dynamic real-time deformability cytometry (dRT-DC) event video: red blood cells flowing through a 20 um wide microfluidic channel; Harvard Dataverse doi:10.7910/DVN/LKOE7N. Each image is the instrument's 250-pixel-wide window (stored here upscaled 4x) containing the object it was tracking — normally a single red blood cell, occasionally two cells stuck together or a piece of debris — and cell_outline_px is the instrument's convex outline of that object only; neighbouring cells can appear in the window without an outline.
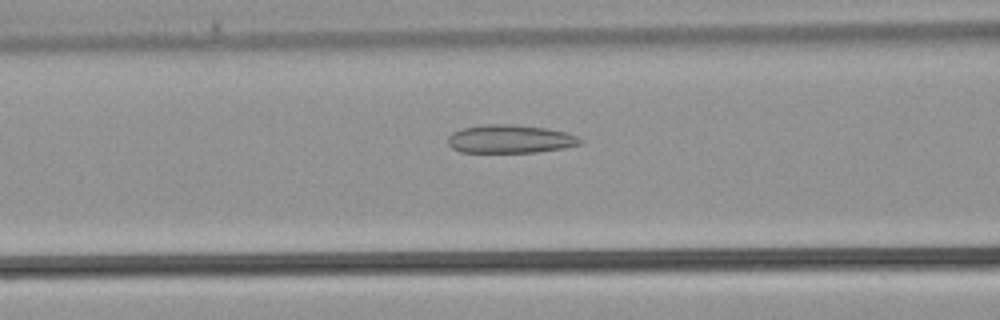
{"species": "common noctule bat (a hibernating species)", "species_latin": "Nyctalus noctula", "temperature_condition": "warm", "stored_images_in_passage": 33, "camera_frame_rate_fps": 3000, "um_per_image_px": 0.085, "animal": {"sex": "male", "body_mass_g": 21.5, "forearm_length_mm": 52.0}, "frame": {"image": 1, "passage_image": 14, "time_ms": 4.333, "image_size_px": [1000, 320], "cell_outline_px": [[584, 140], [580, 144], [564, 148], [536, 152], [460, 152], [452, 148], [448, 144], [448, 136], [452, 132], [464, 128], [488, 124], [508, 124], [544, 128], [564, 132], [576, 136]], "centroid_in_image_um": [43.34, 11.82], "position_along_channel_um": 123.3, "area_um2": 21.62}}
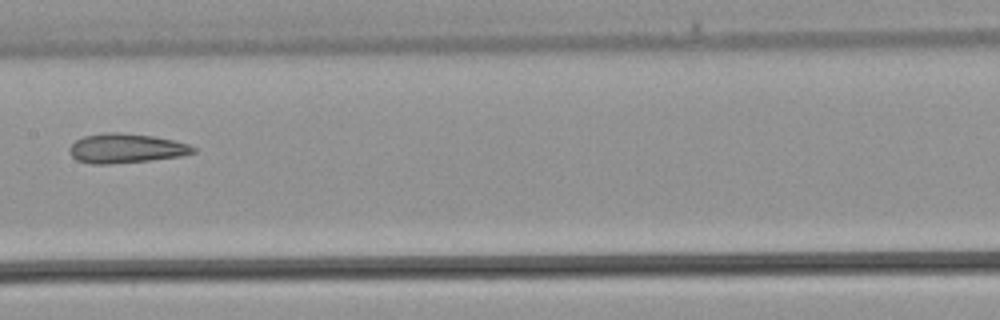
{"frame": {"image": 2, "passage_image": 18, "time_ms": 5.667, "image_size_px": [1000, 320], "cell_outline_px": [[196, 152], [184, 156], [148, 160], [108, 164], [88, 164], [76, 160], [68, 152], [68, 148], [76, 140], [84, 136], [104, 132], [120, 132], [152, 136], [172, 140], [188, 144], [196, 148]], "centroid_in_image_um": [10.68, 12.61], "position_along_channel_um": 196.7, "area_um2": 21.33}}
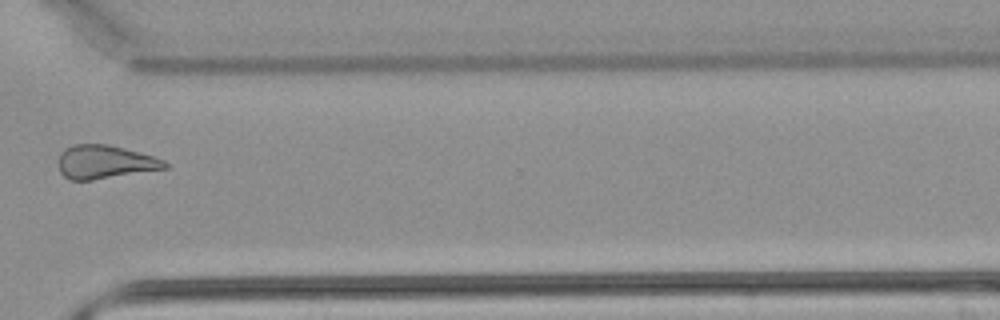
{"frame": {"image": 3, "passage_image": 27, "time_ms": 8.667, "image_size_px": [1000, 320], "cell_outline_px": [[168, 168], [92, 180], [68, 180], [60, 172], [60, 152], [64, 148], [72, 144], [108, 144], [124, 148], [152, 156], [164, 160], [168, 164]], "centroid_in_image_um": [8.9, 13.76], "position_along_channel_um": 361.7, "area_um2": 20.69}}